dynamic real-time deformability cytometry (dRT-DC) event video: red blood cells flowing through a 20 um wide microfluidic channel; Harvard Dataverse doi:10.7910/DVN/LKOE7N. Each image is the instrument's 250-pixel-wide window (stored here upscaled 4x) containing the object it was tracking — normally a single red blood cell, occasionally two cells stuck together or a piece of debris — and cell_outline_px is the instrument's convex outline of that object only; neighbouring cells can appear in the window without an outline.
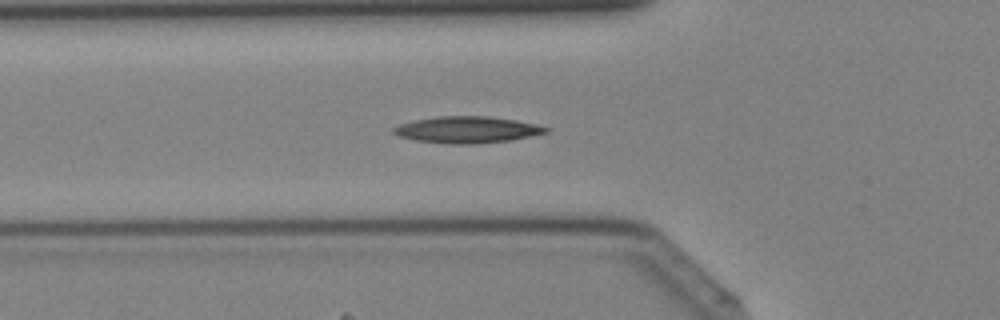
{"species": "Egyptian fruit bat (a non-hibernating species)", "species_latin": "Rousettus aegyptiacus", "temperature_condition": "cold", "stored_images_in_passage": 34, "camera_frame_rate_fps": 3000, "um_per_image_px": 0.085, "animal": {"sex": "female"}, "frame": {"image": 1, "passage_image": 10, "time_ms": 3.0, "image_size_px": [1000, 320], "cell_outline_px": [[552, 128], [548, 132], [508, 140], [476, 144], [448, 144], [416, 140], [400, 136], [392, 132], [392, 128], [400, 124], [416, 120], [436, 116], [488, 116], [516, 120], [536, 124]], "centroid_in_image_um": [39.71, 11.02], "position_along_channel_um": 86.1, "area_um2": 23.47}}
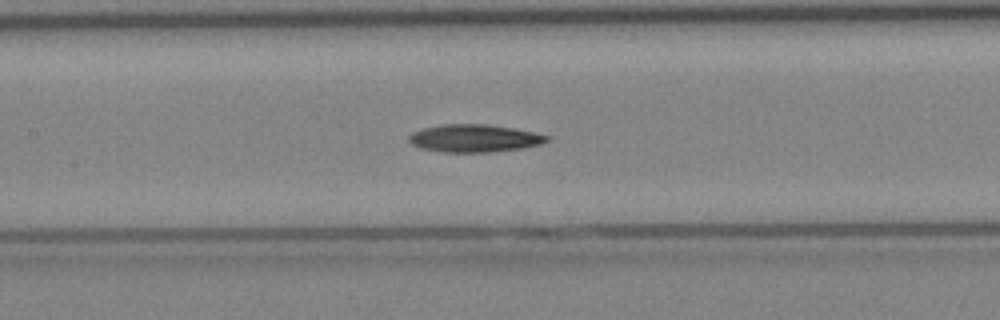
{"frame": {"image": 2, "passage_image": 15, "time_ms": 4.667, "image_size_px": [1000, 320], "cell_outline_px": [[548, 140], [544, 144], [524, 148], [488, 152], [444, 152], [420, 148], [412, 144], [408, 140], [408, 136], [412, 132], [424, 128], [440, 124], [488, 124], [512, 128], [532, 132], [548, 136]], "centroid_in_image_um": [40.3, 11.75], "position_along_channel_um": 167.1, "area_um2": 22.25}}
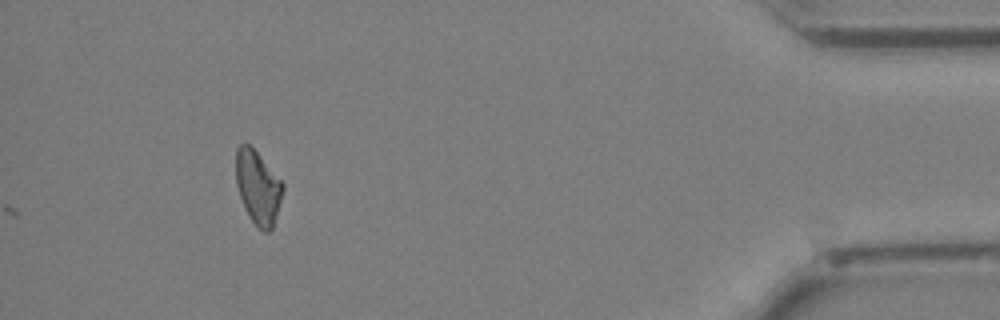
{"frame": {"image": 3, "passage_image": 34, "time_ms": 11.0, "image_size_px": [1000, 320], "cell_outline_px": [[284, 188], [272, 228], [268, 232], [264, 232], [256, 228], [244, 208], [236, 184], [236, 148], [240, 144], [248, 144], [260, 156], [284, 184]], "centroid_in_image_um": [21.91, 15.95], "position_along_channel_um": 413.3, "area_um2": 19.88}}